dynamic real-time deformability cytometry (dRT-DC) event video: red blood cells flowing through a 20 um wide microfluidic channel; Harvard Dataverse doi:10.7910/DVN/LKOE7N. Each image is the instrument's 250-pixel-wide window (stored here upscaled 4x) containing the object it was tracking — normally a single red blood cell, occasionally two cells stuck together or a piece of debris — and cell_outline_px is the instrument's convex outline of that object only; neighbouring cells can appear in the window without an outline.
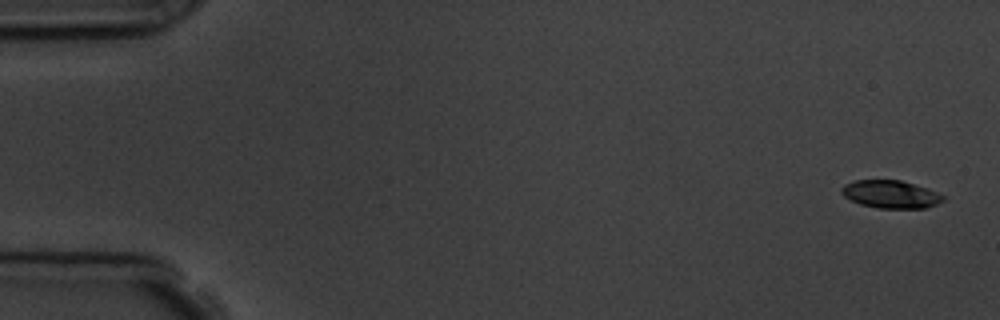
{"species": "common noctule bat (a hibernating species)", "species_latin": "Nyctalus noctula", "temperature_condition": "room temperature", "stored_images_in_passage": 8, "camera_frame_rate_fps": 3000, "um_per_image_px": 0.085, "animal": {"sex": "male", "body_mass_g": 19.5, "forearm_length_mm": 54.6}, "frame": {"image": 1, "passage_image": 1, "time_ms": 0.0, "image_size_px": [1000, 320], "cell_outline_px": [[944, 200], [936, 204], [924, 208], [876, 208], [860, 204], [844, 196], [840, 192], [840, 188], [844, 184], [856, 180], [900, 180], [928, 188], [944, 196]], "centroid_in_image_um": [75.68, 16.51], "position_along_channel_um": 9.3, "area_um2": 16.42}}
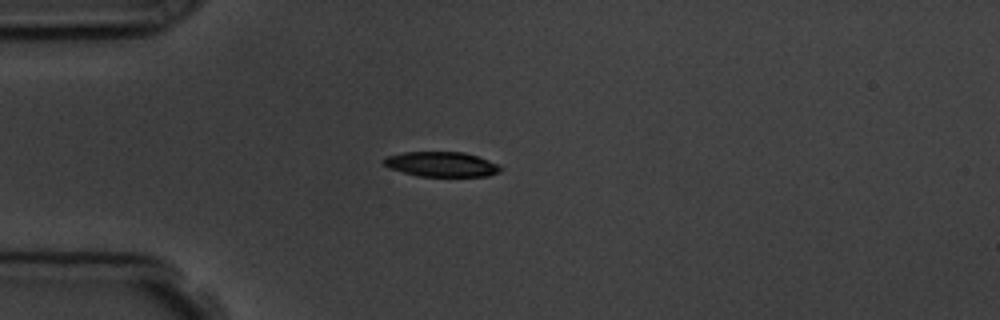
{"frame": {"image": 2, "passage_image": 5, "time_ms": 4.333, "image_size_px": [1000, 320], "cell_outline_px": [[500, 172], [488, 176], [416, 176], [388, 168], [380, 160], [384, 156], [404, 152], [464, 152], [500, 164]], "centroid_in_image_um": [37.47, 13.96], "position_along_channel_um": 47.5, "area_um2": 17.11}}
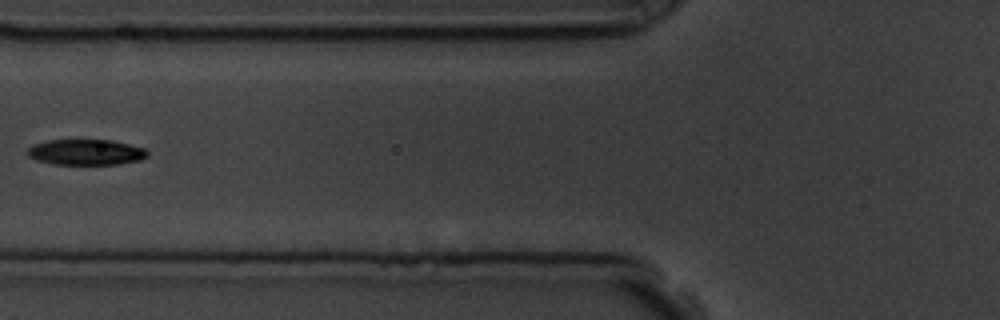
{"frame": {"image": 3, "passage_image": 7, "time_ms": 6.667, "image_size_px": [1000, 320], "cell_outline_px": [[148, 156], [140, 160], [116, 164], [52, 164], [36, 160], [28, 156], [28, 148], [32, 144], [48, 140], [112, 140], [144, 148], [148, 152]], "centroid_in_image_um": [7.28, 12.93], "position_along_channel_um": 118.5, "area_um2": 17.92}}